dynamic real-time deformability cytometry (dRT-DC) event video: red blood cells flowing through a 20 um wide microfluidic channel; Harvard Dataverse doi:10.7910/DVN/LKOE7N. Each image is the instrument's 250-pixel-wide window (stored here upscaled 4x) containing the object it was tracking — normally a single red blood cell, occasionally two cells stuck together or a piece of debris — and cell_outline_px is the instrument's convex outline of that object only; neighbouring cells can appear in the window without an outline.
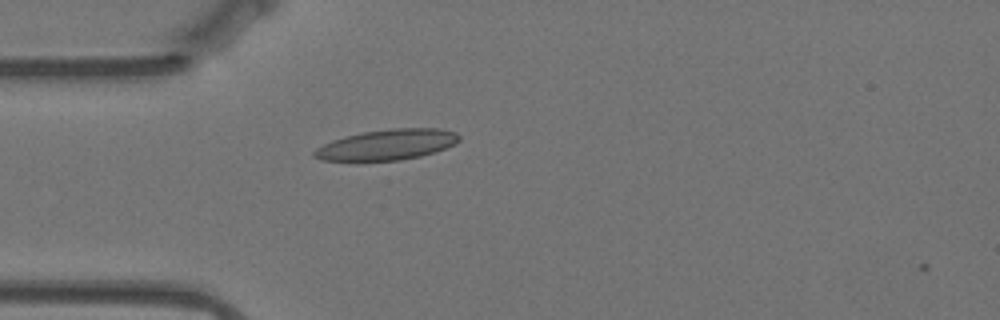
{"species": "Egyptian fruit bat (a non-hibernating species)", "species_latin": "Rousettus aegyptiacus", "temperature_condition": "warm", "stored_images_in_passage": 3, "camera_frame_rate_fps": 3000, "um_per_image_px": 0.085, "animal": {"sex": "female"}, "frame": {"image": 1, "passage_image": 2, "time_ms": 0.333, "image_size_px": [1000, 320], "cell_outline_px": [[460, 140], [456, 144], [420, 156], [400, 160], [320, 160], [312, 156], [312, 152], [316, 148], [332, 140], [344, 136], [364, 132], [392, 128], [440, 128], [456, 132], [460, 136]], "centroid_in_image_um": [32.9, 12.28], "position_along_channel_um": 52.1, "area_um2": 25.66}}